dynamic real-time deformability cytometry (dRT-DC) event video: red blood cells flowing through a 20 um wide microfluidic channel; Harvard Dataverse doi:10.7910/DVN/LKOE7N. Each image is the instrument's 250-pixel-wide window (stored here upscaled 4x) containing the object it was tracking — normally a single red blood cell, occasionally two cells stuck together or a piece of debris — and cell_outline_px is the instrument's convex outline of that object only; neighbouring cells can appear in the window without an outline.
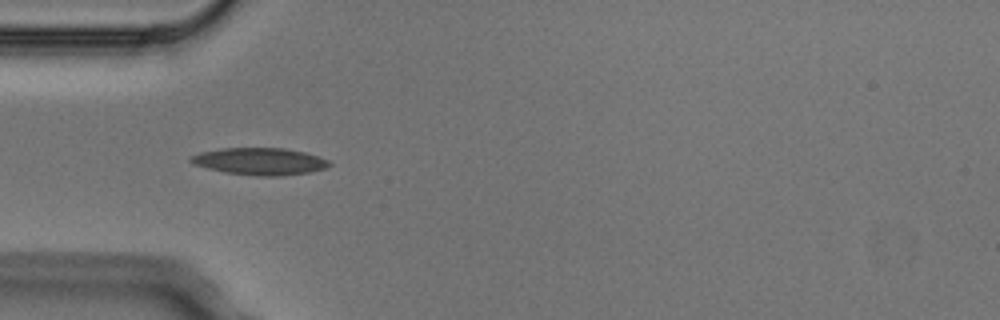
{"species": "Egyptian fruit bat (a non-hibernating species)", "species_latin": "Rousettus aegyptiacus", "temperature_condition": "cold", "stored_images_in_passage": 7, "camera_frame_rate_fps": 3000, "um_per_image_px": 0.085, "animal": {"sex": "male"}, "frame": {"image": 1, "passage_image": 4, "time_ms": 1.0, "image_size_px": [1000, 320], "cell_outline_px": [[332, 164], [324, 168], [308, 172], [280, 176], [256, 176], [224, 172], [192, 164], [188, 160], [192, 156], [200, 152], [220, 148], [284, 148], [304, 152], [328, 160]], "centroid_in_image_um": [22.04, 13.71], "position_along_channel_um": 63.0, "area_um2": 21.73}}
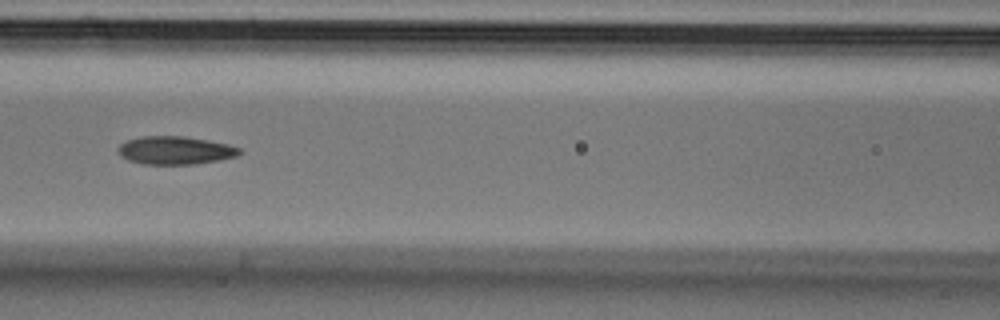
{"frame": {"image": 2, "passage_image": 6, "time_ms": 1.667, "image_size_px": [1000, 320], "cell_outline_px": [[244, 152], [236, 156], [216, 160], [192, 164], [144, 164], [128, 160], [120, 156], [116, 152], [116, 148], [120, 144], [128, 140], [140, 136], [184, 136], [208, 140], [228, 144], [240, 148]], "centroid_in_image_um": [14.86, 12.77], "position_along_channel_um": 151.7, "area_um2": 19.94}}
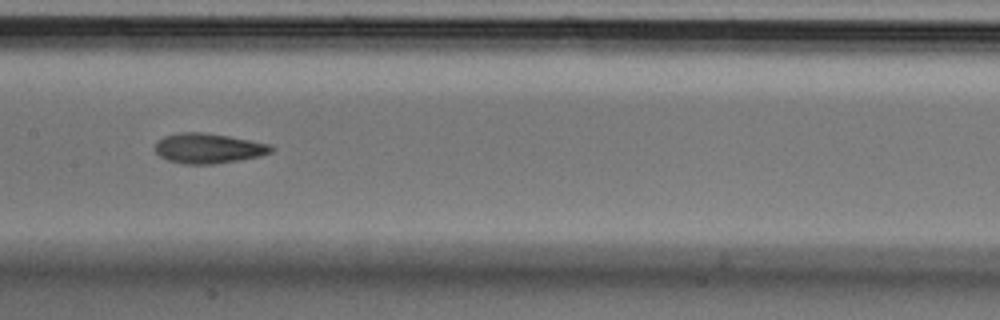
{"frame": {"image": 3, "passage_image": 7, "time_ms": 2.0, "image_size_px": [1000, 320], "cell_outline_px": [[276, 148], [272, 152], [260, 156], [240, 160], [216, 164], [184, 164], [168, 160], [160, 156], [156, 152], [156, 144], [164, 136], [180, 132], [200, 132], [228, 136], [272, 144]], "centroid_in_image_um": [17.77, 12.61], "position_along_channel_um": 189.6, "area_um2": 20.35}}